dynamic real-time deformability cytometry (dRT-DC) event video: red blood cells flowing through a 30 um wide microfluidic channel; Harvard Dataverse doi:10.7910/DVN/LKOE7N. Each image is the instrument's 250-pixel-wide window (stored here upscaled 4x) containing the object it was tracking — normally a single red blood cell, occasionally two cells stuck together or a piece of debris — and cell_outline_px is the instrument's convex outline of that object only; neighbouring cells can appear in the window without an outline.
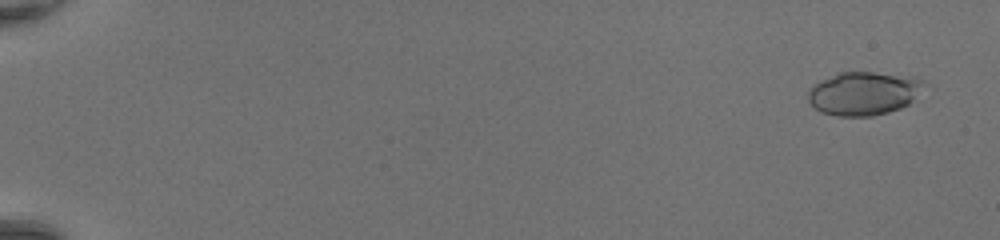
{"species": "common noctule bat (a hibernating species)", "species_latin": "Nyctalus noctula", "temperature_condition": "room temperature", "stored_images_in_passage": 50, "camera_frame_rate_fps": 3000, "um_per_image_px": 0.085, "animal": {"sex": "female", "body_mass_g": 20.0, "forearm_length_mm": 54.0}, "frame": {"image": 1, "passage_image": 3, "time_ms": 0.667, "image_size_px": [1000, 240], "cell_outline_px": [[928, 84], [908, 104], [900, 108], [888, 112], [872, 116], [836, 116], [820, 112], [808, 100], [808, 88], [820, 80], [836, 72], [872, 72], [916, 76], [924, 80]], "centroid_in_image_um": [73.43, 7.92], "position_along_channel_um": 11.6, "area_um2": 29.77}}
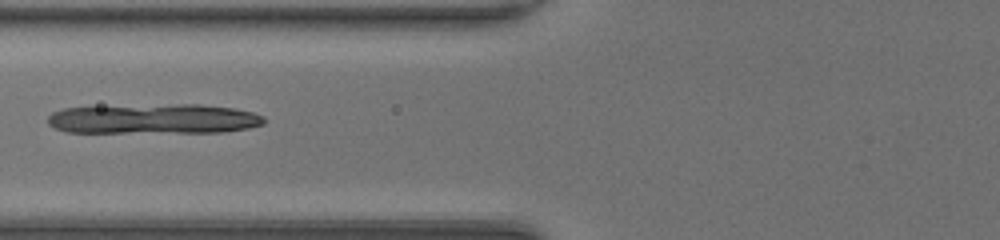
{"frame": {"image": 2, "passage_image": 23, "time_ms": 7.333, "image_size_px": [1000, 240], "cell_outline_px": [[264, 124], [248, 128], [224, 132], [64, 132], [48, 124], [48, 116], [52, 112], [64, 108], [180, 104], [200, 104], [236, 108], [252, 112], [264, 116]], "centroid_in_image_um": [13.11, 10.11], "position_along_channel_um": 112.7, "area_um2": 37.63}}
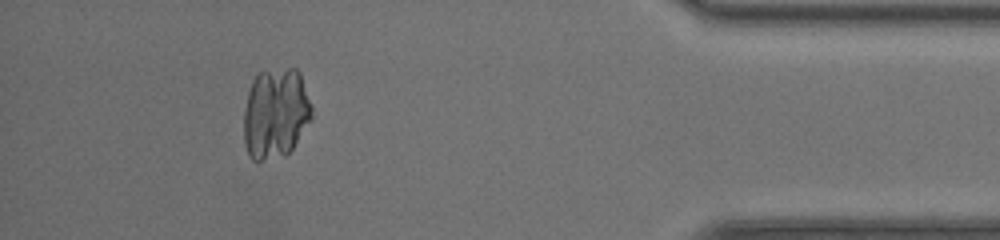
{"frame": {"image": 3, "passage_image": 46, "time_ms": 15.0, "image_size_px": [1000, 240], "cell_outline_px": [[312, 120], [292, 148], [284, 156], [256, 164], [248, 156], [244, 144], [244, 108], [248, 92], [252, 80], [260, 72], [288, 68], [296, 68], [300, 72], [312, 108]], "centroid_in_image_um": [23.41, 9.69], "position_along_channel_um": 411.8, "area_um2": 36.41}}